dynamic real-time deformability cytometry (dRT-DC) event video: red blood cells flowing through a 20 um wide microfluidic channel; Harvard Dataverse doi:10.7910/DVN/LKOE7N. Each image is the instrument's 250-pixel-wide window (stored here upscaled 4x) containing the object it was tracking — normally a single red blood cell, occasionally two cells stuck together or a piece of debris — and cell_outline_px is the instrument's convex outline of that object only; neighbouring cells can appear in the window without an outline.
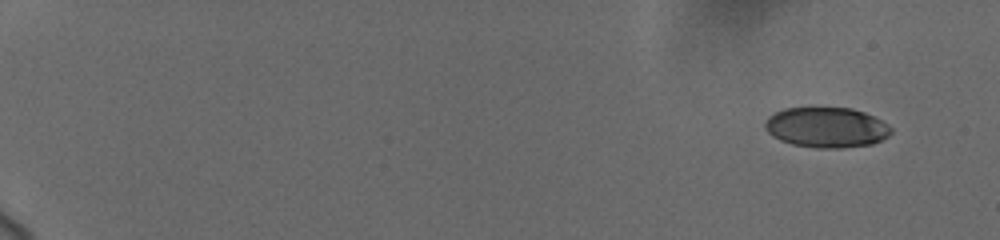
{"species": "human", "species_latin": "Homo sapiens", "temperature_condition": "cold", "stored_images_in_passage": 45, "camera_frame_rate_fps": 3000, "um_per_image_px": 0.085, "donor": {"sex": "female"}, "frame": {"image": 1, "passage_image": 1, "time_ms": 0.0, "image_size_px": [1000, 240], "cell_outline_px": [[892, 132], [888, 136], [872, 144], [840, 148], [816, 148], [792, 144], [780, 140], [772, 136], [764, 128], [764, 124], [768, 116], [784, 108], [808, 104], [852, 108], [864, 112], [888, 124], [892, 128]], "centroid_in_image_um": [70.2, 10.78], "position_along_channel_um": 14.8, "area_um2": 30.58}}
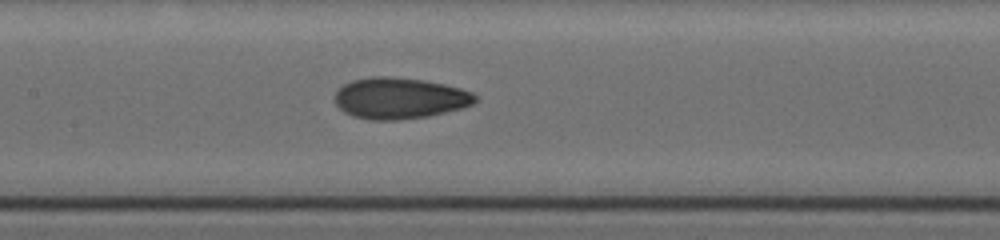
{"frame": {"image": 2, "passage_image": 24, "time_ms": 9.333, "image_size_px": [1000, 240], "cell_outline_px": [[476, 100], [472, 104], [464, 108], [428, 116], [396, 120], [372, 120], [352, 116], [344, 112], [332, 100], [332, 96], [344, 84], [352, 80], [368, 76], [392, 76], [424, 80], [444, 84], [460, 88], [472, 92], [476, 96]], "centroid_in_image_um": [33.93, 8.34], "position_along_channel_um": 173.5, "area_um2": 34.04}}
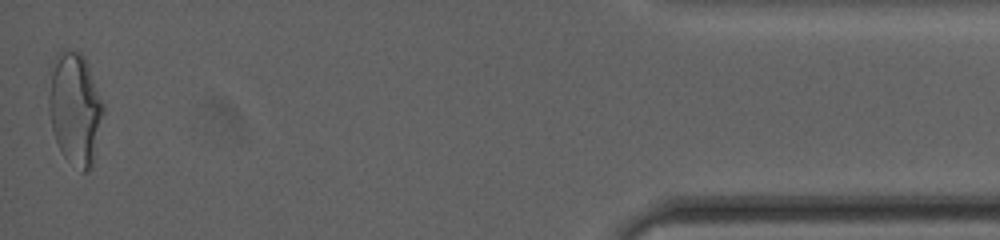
{"frame": {"image": 3, "passage_image": 45, "time_ms": 18.0, "image_size_px": [1000, 240], "cell_outline_px": [[104, 112], [92, 168], [88, 172], [80, 172], [64, 156], [56, 140], [52, 128], [48, 108], [48, 68], [56, 52], [60, 48], [64, 48], [80, 52], [84, 56], [88, 64], [104, 104]], "centroid_in_image_um": [6.35, 9.16], "position_along_channel_um": 428.9, "area_um2": 36.7}, "authors_computed_cell_mechanics": {"area_um2": 32.079, "velocity_mm_per_s": 3.7108, "shape_relaxation_time_tau1_ms": 5.5275, "shape_relaxation_time_tau2_ms": 1.7041, "deformation_change_tau1": 0.1626, "deformation_change_tau2": 0.0591}}